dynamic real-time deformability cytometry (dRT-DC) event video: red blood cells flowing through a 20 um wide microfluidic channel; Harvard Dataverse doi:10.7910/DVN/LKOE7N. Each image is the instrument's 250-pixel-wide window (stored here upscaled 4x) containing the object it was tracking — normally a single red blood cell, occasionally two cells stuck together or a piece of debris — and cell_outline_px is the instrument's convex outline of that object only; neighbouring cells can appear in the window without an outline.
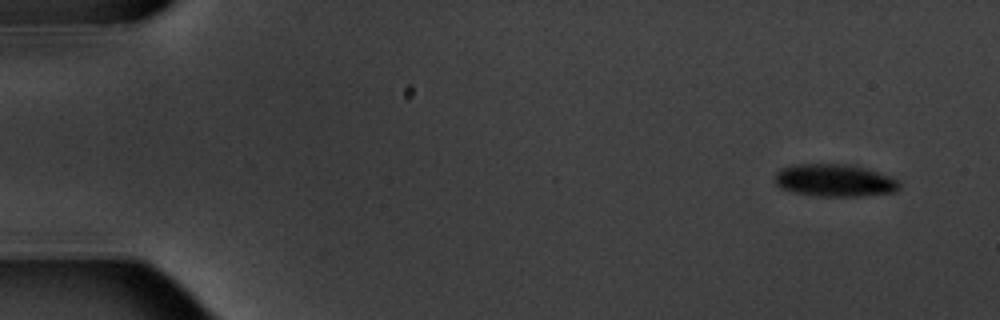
{"species": "common noctule bat (a hibernating species)", "species_latin": "Nyctalus noctula", "temperature_condition": "warm", "stored_images_in_passage": 5, "camera_frame_rate_fps": 3000, "um_per_image_px": 0.085, "animal": {"sex": "male", "body_mass_g": 20.1, "forearm_length_mm": 53.5}, "frame": {"image": 1, "passage_image": 1, "time_ms": 0.0, "image_size_px": [1000, 320], "cell_outline_px": [[900, 188], [896, 192], [864, 196], [812, 196], [792, 192], [780, 188], [772, 180], [776, 172], [780, 168], [796, 164], [848, 164], [864, 168], [888, 176], [896, 180], [900, 184]], "centroid_in_image_um": [70.87, 15.35], "position_along_channel_um": 14.1, "area_um2": 23.76}}
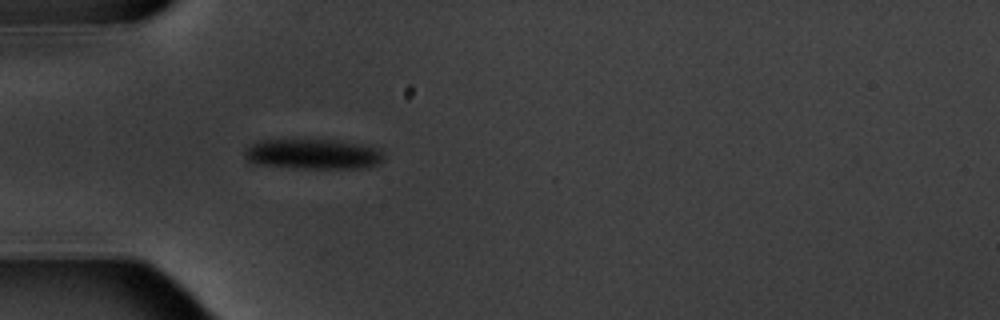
{"frame": {"image": 2, "passage_image": 5, "time_ms": 4.667, "image_size_px": [1000, 320], "cell_outline_px": [[384, 160], [376, 164], [364, 168], [292, 168], [256, 164], [248, 160], [244, 156], [244, 148], [260, 140], [336, 140], [364, 144], [380, 148], [384, 152]], "centroid_in_image_um": [26.64, 13.1], "position_along_channel_um": 58.4, "area_um2": 24.8}}